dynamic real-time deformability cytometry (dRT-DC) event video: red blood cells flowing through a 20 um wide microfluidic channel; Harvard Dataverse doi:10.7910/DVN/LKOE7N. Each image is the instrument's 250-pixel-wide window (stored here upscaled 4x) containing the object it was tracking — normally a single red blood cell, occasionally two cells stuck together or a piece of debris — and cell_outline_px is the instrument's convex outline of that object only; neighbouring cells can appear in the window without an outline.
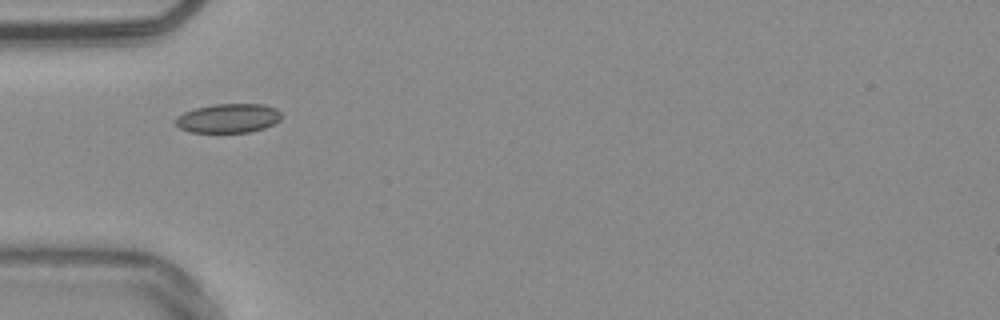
{"species": "common noctule bat (a hibernating species)", "species_latin": "Nyctalus noctula", "temperature_condition": "warm", "stored_images_in_passage": 23, "camera_frame_rate_fps": 3000, "um_per_image_px": 0.085, "animal": {"sex": "male", "body_mass_g": 20.4}, "frame": {"image": 1, "passage_image": 1, "time_ms": 0.0, "image_size_px": [1000, 320], "cell_outline_px": [[280, 120], [264, 128], [248, 132], [192, 132], [180, 128], [172, 120], [176, 116], [184, 112], [196, 108], [212, 104], [264, 104], [276, 108], [280, 112]], "centroid_in_image_um": [19.38, 10.04], "position_along_channel_um": 65.6, "area_um2": 17.98}}
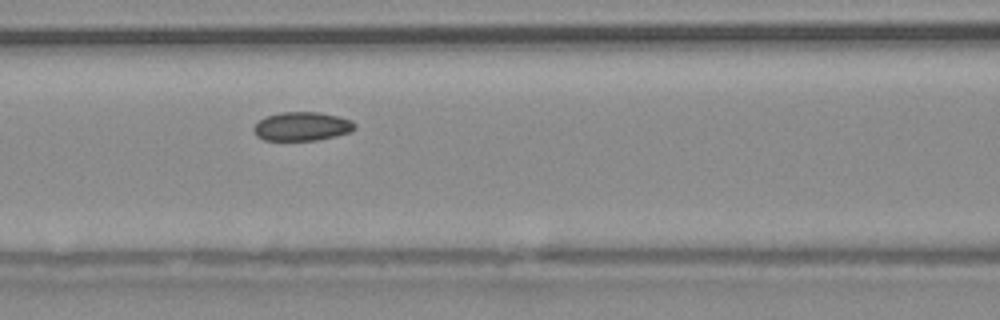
{"frame": {"image": 2, "passage_image": 7, "time_ms": 2.0, "image_size_px": [1000, 320], "cell_outline_px": [[356, 128], [352, 132], [336, 136], [316, 140], [264, 140], [256, 136], [252, 128], [260, 120], [268, 116], [280, 112], [320, 112], [352, 120], [356, 124]], "centroid_in_image_um": [25.69, 10.74], "position_along_channel_um": 140.9, "area_um2": 16.99}}
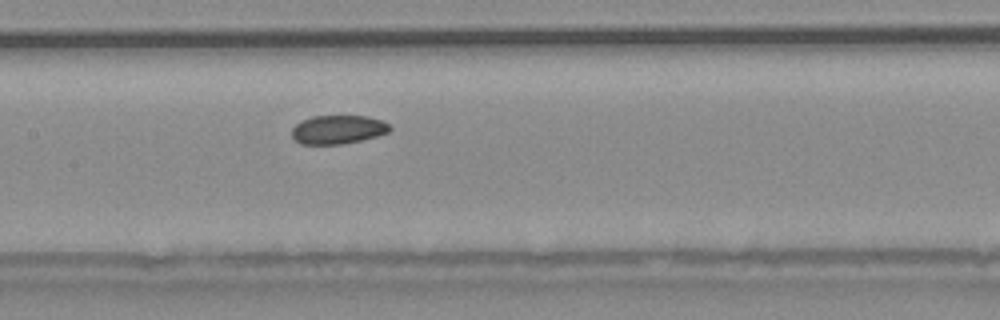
{"frame": {"image": 3, "passage_image": 10, "time_ms": 3.0, "image_size_px": [1000, 320], "cell_outline_px": [[392, 128], [388, 132], [376, 136], [360, 140], [340, 144], [300, 144], [292, 140], [292, 128], [300, 120], [312, 116], [368, 116], [380, 120], [388, 124]], "centroid_in_image_um": [28.67, 11.01], "position_along_channel_um": 178.7, "area_um2": 16.42}}